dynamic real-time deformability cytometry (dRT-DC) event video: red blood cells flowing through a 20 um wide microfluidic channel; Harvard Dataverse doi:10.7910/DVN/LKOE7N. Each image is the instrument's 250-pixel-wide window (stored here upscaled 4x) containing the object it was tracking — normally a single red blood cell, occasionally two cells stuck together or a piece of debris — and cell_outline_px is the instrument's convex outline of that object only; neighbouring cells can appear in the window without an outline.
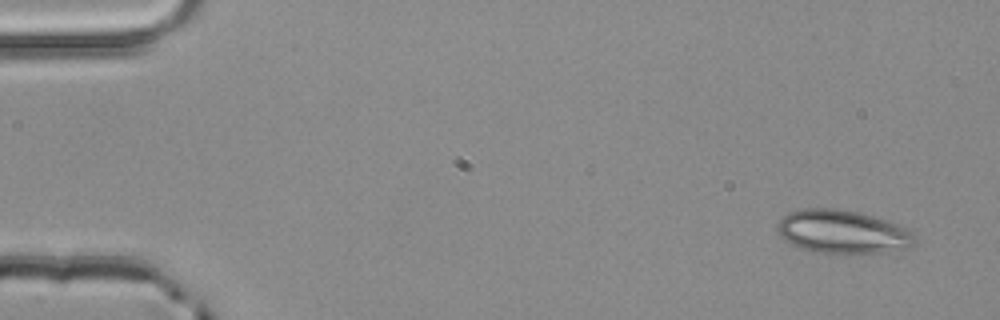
{"species": "common noctule bat (a hibernating species)", "species_latin": "Nyctalus noctula", "temperature_condition": "room temperature", "stored_images_in_passage": 3, "camera_frame_rate_fps": 3000, "um_per_image_px": 0.085, "animal": {"sex": "male", "body_mass_g": 20.4}, "frame": {"image": 1, "passage_image": 1, "time_ms": 0.0, "image_size_px": [1000, 320], "cell_outline_px": [[916, 236], [912, 244], [908, 248], [880, 252], [820, 252], [804, 248], [792, 244], [784, 240], [780, 236], [776, 228], [776, 224], [788, 212], [804, 208], [836, 208], [860, 212], [888, 220], [908, 228]], "centroid_in_image_um": [71.61, 19.66], "position_along_channel_um": 13.4, "area_um2": 34.51}}